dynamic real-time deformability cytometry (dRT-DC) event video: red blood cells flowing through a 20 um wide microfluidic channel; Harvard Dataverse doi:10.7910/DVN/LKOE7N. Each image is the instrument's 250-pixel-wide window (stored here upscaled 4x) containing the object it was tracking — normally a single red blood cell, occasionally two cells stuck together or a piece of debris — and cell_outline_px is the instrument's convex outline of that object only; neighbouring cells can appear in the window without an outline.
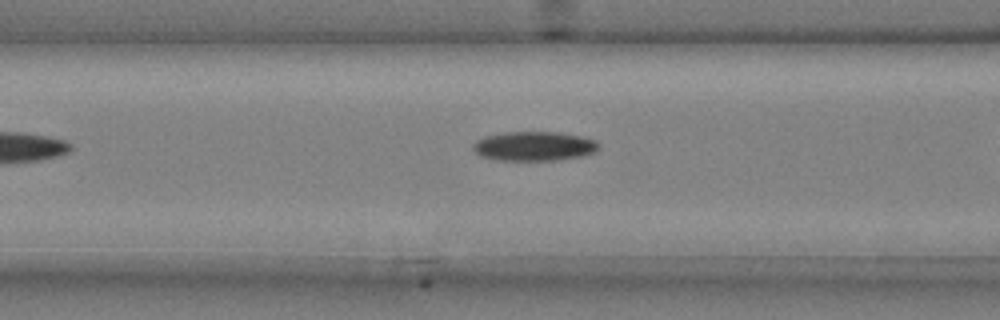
{"species": "common noctule bat (a hibernating species)", "species_latin": "Nyctalus noctula", "temperature_condition": "cold", "stored_images_in_passage": 7, "camera_frame_rate_fps": 3000, "um_per_image_px": 0.085, "animal": {"sex": "male", "body_mass_g": 20.4}, "frame": {"image": 1, "passage_image": 6, "time_ms": 1.667, "image_size_px": [1000, 320], "cell_outline_px": [[600, 148], [596, 152], [584, 156], [560, 160], [496, 160], [480, 156], [472, 148], [472, 144], [476, 140], [484, 136], [504, 132], [556, 132], [580, 136], [596, 140], [600, 144]], "centroid_in_image_um": [45.42, 12.43], "position_along_channel_um": 121.2, "area_um2": 21.79}}